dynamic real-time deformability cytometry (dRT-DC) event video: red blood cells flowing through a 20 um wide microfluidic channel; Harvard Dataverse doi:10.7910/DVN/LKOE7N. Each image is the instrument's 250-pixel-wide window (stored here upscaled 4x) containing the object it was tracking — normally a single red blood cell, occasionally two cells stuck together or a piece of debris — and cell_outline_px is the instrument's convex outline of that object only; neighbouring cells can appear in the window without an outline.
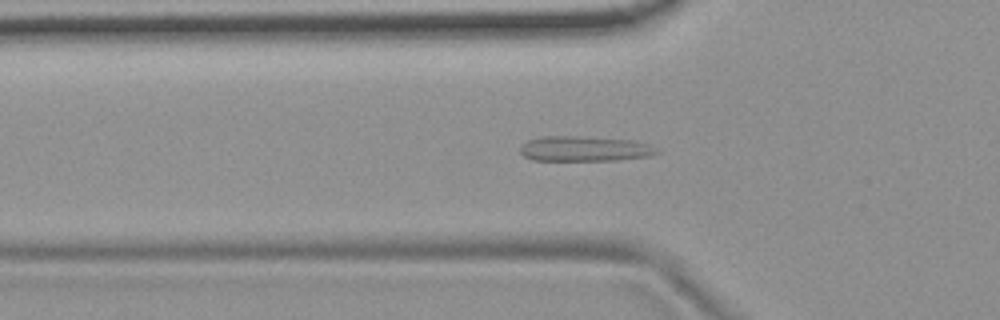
{"species": "common noctule bat (a hibernating species)", "species_latin": "Nyctalus noctula", "temperature_condition": "room temperature", "stored_images_in_passage": 54, "camera_frame_rate_fps": 3000, "um_per_image_px": 0.085, "animal": {"sex": "female", "body_mass_g": 19.9}, "frame": {"image": 1, "passage_image": 17, "time_ms": 5.333, "image_size_px": [1000, 320], "cell_outline_px": [[660, 152], [652, 156], [620, 160], [532, 160], [524, 156], [520, 152], [520, 148], [528, 140], [540, 136], [580, 136], [632, 140], [648, 144], [660, 148]], "centroid_in_image_um": [49.74, 12.64], "position_along_channel_um": 76.1, "area_um2": 20.23}}
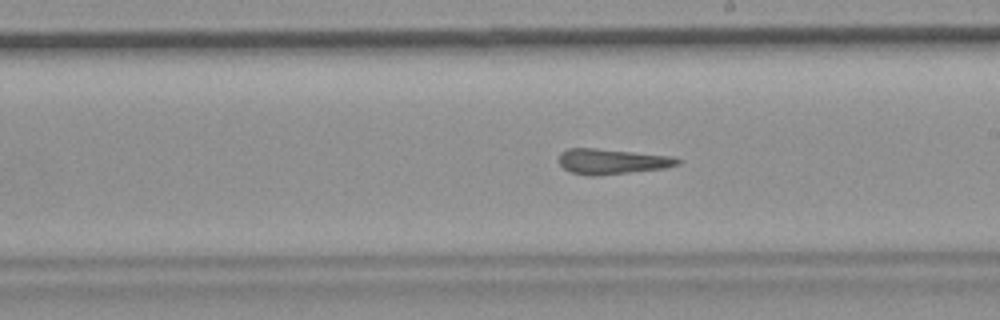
{"frame": {"image": 2, "passage_image": 30, "time_ms": 9.667, "image_size_px": [1000, 320], "cell_outline_px": [[684, 160], [680, 164], [664, 168], [596, 176], [588, 176], [572, 172], [564, 168], [560, 164], [560, 152], [568, 148], [592, 148], [672, 156]], "centroid_in_image_um": [52.04, 13.72], "position_along_channel_um": 237.0, "area_um2": 17.4}}
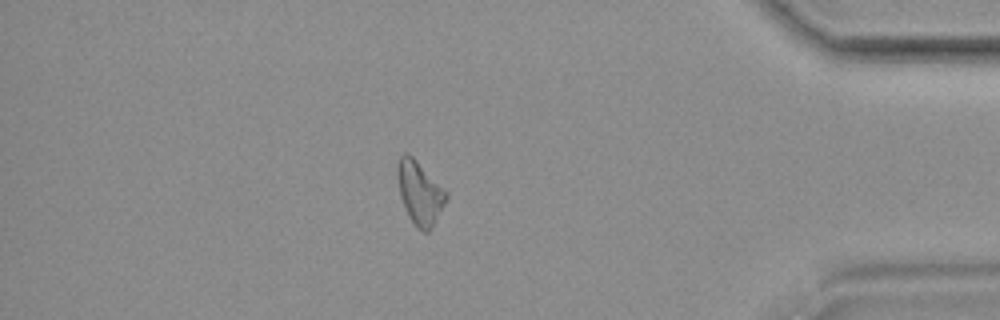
{"frame": {"image": 3, "passage_image": 46, "time_ms": 15.0, "image_size_px": [1000, 320], "cell_outline_px": [[448, 196], [432, 228], [428, 232], [424, 232], [408, 216], [400, 196], [396, 176], [396, 168], [400, 156], [404, 152], [408, 152], [448, 192]], "centroid_in_image_um": [35.66, 16.35], "position_along_channel_um": 399.5, "area_um2": 17.8}, "authors_computed_cell_mechanics": {"area_um2": 18.3226, "velocity_mm_per_s": 3.7126, "shape_relaxation_time_tau1_ms": null, "shape_relaxation_time_tau2_ms": 2.9563, "deformation_change_tau1": null, "deformation_change_tau2": 0.1187}}